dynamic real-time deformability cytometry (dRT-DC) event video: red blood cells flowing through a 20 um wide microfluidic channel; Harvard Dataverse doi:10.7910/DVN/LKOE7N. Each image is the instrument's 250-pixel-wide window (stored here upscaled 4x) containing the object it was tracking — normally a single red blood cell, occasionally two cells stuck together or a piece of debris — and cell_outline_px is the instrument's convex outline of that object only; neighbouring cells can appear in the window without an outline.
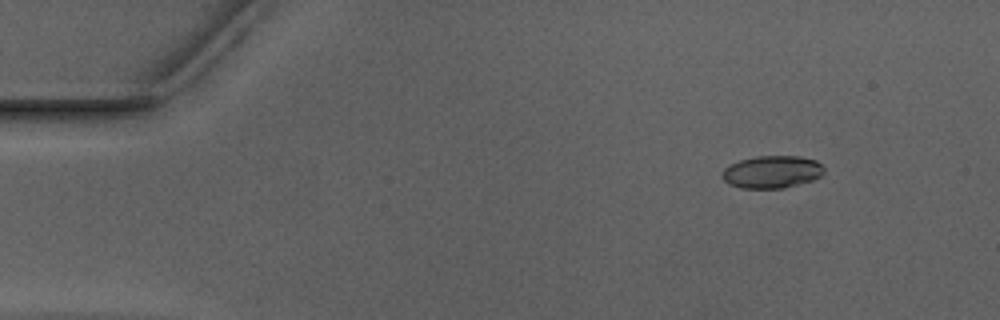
{"species": "Egyptian fruit bat (a non-hibernating species)", "species_latin": "Rousettus aegyptiacus", "temperature_condition": "warm", "stored_images_in_passage": 47, "camera_frame_rate_fps": 3000, "um_per_image_px": 0.085, "animal": {"sex": "male"}, "frame": {"image": 1, "passage_image": 1, "time_ms": 0.0, "image_size_px": [1000, 320], "cell_outline_px": [[824, 172], [820, 176], [812, 180], [784, 188], [740, 188], [728, 184], [724, 180], [724, 168], [740, 160], [756, 156], [800, 156], [816, 160], [824, 168]], "centroid_in_image_um": [65.64, 14.61], "position_along_channel_um": 19.4, "area_um2": 19.13}}
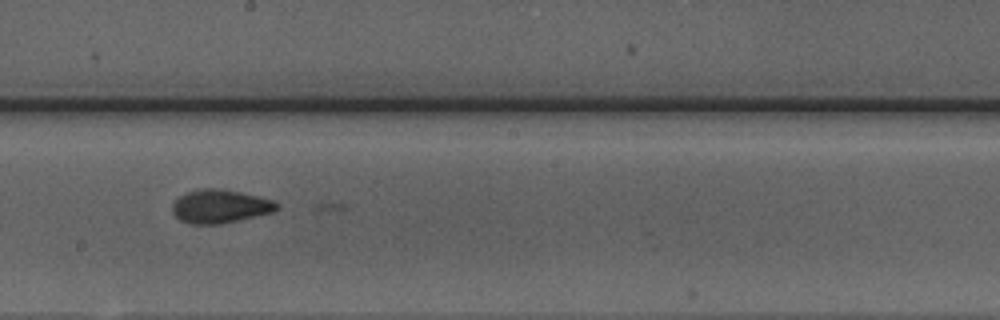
{"frame": {"image": 2, "passage_image": 24, "time_ms": 7.667, "image_size_px": [1000, 320], "cell_outline_px": [[280, 208], [276, 212], [220, 224], [188, 224], [180, 220], [172, 212], [172, 204], [180, 196], [188, 192], [204, 188], [220, 188], [240, 192], [272, 200], [280, 204]], "centroid_in_image_um": [18.73, 17.55], "position_along_channel_um": 229.5, "area_um2": 20.46}}
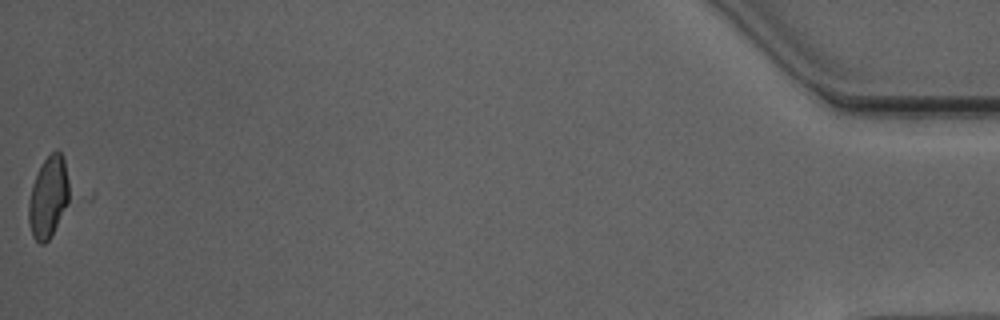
{"frame": {"image": 3, "passage_image": 47, "time_ms": 15.333, "image_size_px": [1000, 320], "cell_outline_px": [[76, 200], [48, 240], [44, 244], [40, 244], [32, 236], [28, 224], [28, 200], [32, 184], [44, 160], [56, 148], [64, 156]], "centroid_in_image_um": [4.24, 16.77], "position_along_channel_um": 431.0, "area_um2": 21.04}}